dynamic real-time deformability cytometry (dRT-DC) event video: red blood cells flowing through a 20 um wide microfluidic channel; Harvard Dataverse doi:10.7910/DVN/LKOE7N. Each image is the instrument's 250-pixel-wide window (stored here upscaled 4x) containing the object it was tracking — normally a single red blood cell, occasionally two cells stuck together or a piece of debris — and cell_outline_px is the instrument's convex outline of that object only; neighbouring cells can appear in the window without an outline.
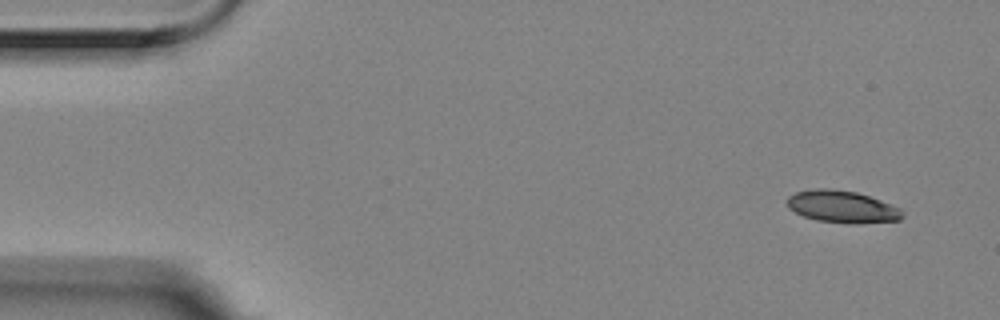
{"species": "Egyptian fruit bat (a non-hibernating species)", "species_latin": "Rousettus aegyptiacus", "temperature_condition": "room temperature", "stored_images_in_passage": 4, "camera_frame_rate_fps": 3000, "um_per_image_px": 0.085, "animal": {"sex": "female"}, "frame": {"image": 1, "passage_image": 1, "time_ms": 0.0, "image_size_px": [1000, 320], "cell_outline_px": [[904, 216], [900, 220], [856, 224], [852, 224], [816, 220], [804, 216], [788, 208], [788, 196], [796, 192], [816, 188], [828, 188], [856, 192], [880, 200], [900, 208], [904, 212]], "centroid_in_image_um": [71.61, 17.58], "position_along_channel_um": 13.4, "area_um2": 21.56}}
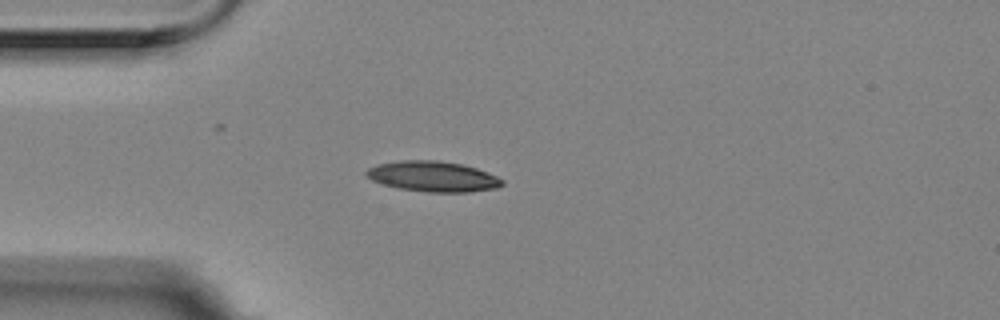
{"frame": {"image": 2, "passage_image": 4, "time_ms": 1.0, "image_size_px": [1000, 320], "cell_outline_px": [[504, 184], [496, 188], [468, 192], [428, 192], [400, 188], [384, 184], [372, 180], [364, 176], [364, 172], [368, 168], [376, 164], [400, 160], [436, 160], [460, 164], [476, 168], [488, 172], [504, 180]], "centroid_in_image_um": [36.78, 14.99], "position_along_channel_um": 48.2, "area_um2": 24.1}}